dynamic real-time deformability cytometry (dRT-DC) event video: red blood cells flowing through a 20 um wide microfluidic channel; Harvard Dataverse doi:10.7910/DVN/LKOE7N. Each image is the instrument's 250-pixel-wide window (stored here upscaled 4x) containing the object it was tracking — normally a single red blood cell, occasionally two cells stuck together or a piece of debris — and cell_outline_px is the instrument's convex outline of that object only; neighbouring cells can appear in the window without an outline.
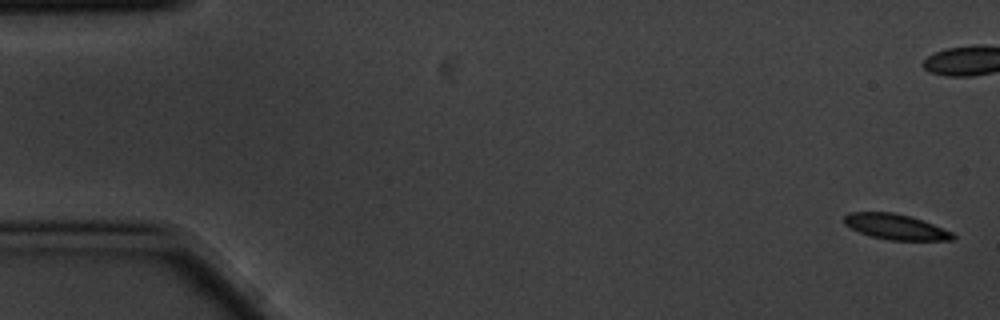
{"species": "common noctule bat (a hibernating species)", "species_latin": "Nyctalus noctula", "temperature_condition": "cold", "stored_images_in_passage": 2, "segment_of_instrument_passage": [2, 2], "camera_frame_rate_fps": 3000, "um_per_image_px": 0.085, "animal": {"sex": "male", "body_mass_g": 20.1, "forearm_length_mm": 53.5}, "frame": {"image": 1, "passage_image": 2, "time_ms": 0.333, "image_size_px": [1000, 320], "cell_outline_px": [[956, 236], [952, 240], [888, 240], [872, 236], [860, 232], [844, 224], [844, 216], [848, 212], [892, 212], [912, 216], [924, 220], [952, 232]], "centroid_in_image_um": [76.14, 19.27], "position_along_channel_um": 8.9, "area_um2": 16.13}}